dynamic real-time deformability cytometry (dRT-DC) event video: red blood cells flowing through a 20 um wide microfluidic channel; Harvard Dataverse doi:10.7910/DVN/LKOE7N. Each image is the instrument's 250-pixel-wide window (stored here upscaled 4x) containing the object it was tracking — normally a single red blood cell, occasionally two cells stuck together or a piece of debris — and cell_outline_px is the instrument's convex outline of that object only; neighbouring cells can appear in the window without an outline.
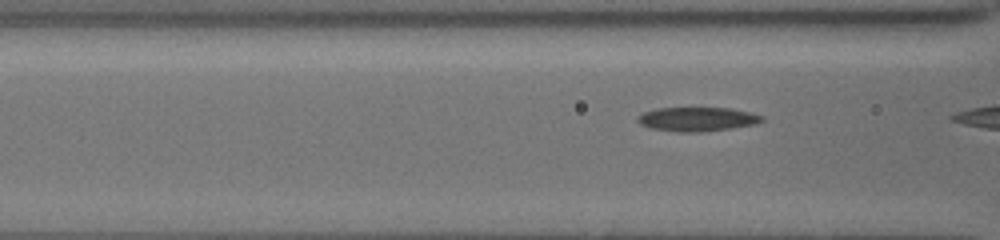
{"species": "common noctule bat (a hibernating species)", "species_latin": "Nyctalus noctula", "temperature_condition": "cold", "stored_images_in_passage": 14, "segment_of_instrument_passage": [2, 2], "camera_frame_rate_fps": 3000, "um_per_image_px": 0.085, "animal": {"sex": "female", "body_mass_g": 19.5, "forearm_length_mm": 54.1}, "frame": {"image": 1, "passage_image": 12, "time_ms": 3.667, "image_size_px": [1000, 240], "cell_outline_px": [[764, 120], [752, 124], [728, 128], [700, 132], [680, 132], [652, 128], [640, 124], [636, 120], [644, 112], [660, 108], [728, 108], [748, 112], [764, 116]], "centroid_in_image_um": [59.25, 10.12], "position_along_channel_um": 107.4, "area_um2": 16.99}}